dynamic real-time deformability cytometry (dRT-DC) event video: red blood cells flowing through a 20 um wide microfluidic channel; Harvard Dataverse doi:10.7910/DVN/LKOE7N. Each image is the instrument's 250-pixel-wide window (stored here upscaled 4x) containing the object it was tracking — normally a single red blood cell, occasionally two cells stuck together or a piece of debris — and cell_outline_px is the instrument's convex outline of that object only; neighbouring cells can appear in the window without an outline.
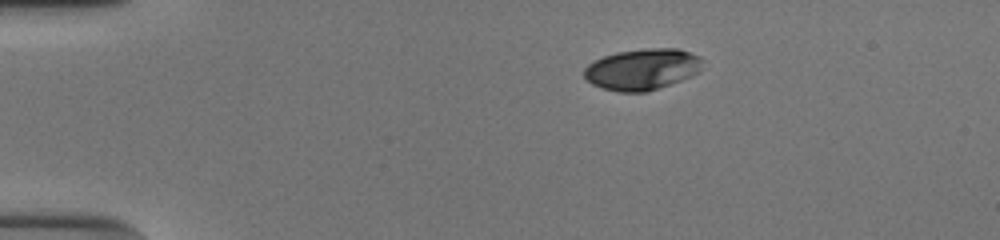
{"species": "human", "species_latin": "Homo sapiens", "temperature_condition": "cold", "stored_images_in_passage": 44, "camera_frame_rate_fps": 3000, "um_per_image_px": 0.085, "donor": {"sex": "male"}, "frame": {"image": 1, "passage_image": 1, "time_ms": 0.0, "image_size_px": [1000, 240], "cell_outline_px": [[700, 72], [692, 76], [660, 88], [644, 92], [620, 92], [604, 88], [592, 84], [584, 76], [584, 68], [588, 64], [604, 56], [616, 52], [648, 48], [676, 48], [700, 56]], "centroid_in_image_um": [54.59, 5.89], "position_along_channel_um": 30.4, "area_um2": 28.26}}
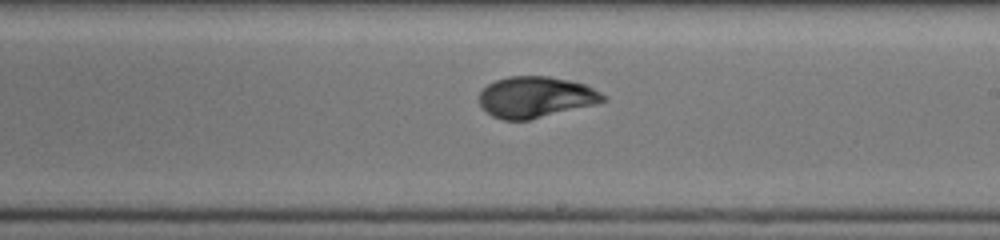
{"frame": {"image": 2, "passage_image": 23, "time_ms": 7.333, "image_size_px": [1000, 240], "cell_outline_px": [[608, 100], [596, 104], [528, 120], [504, 120], [492, 116], [480, 104], [480, 92], [488, 84], [496, 80], [508, 76], [548, 76], [568, 80], [584, 84], [608, 96]], "centroid_in_image_um": [45.56, 8.25], "position_along_channel_um": 243.4, "area_um2": 29.54}}
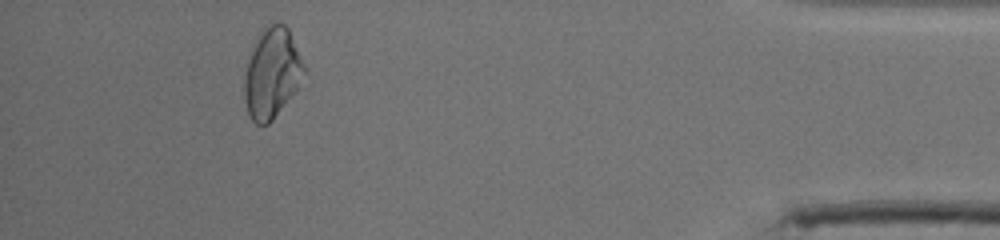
{"frame": {"image": 3, "passage_image": 40, "time_ms": 13.0, "image_size_px": [1000, 240], "cell_outline_px": [[308, 72], [296, 92], [272, 120], [268, 124], [256, 124], [252, 120], [248, 112], [244, 100], [244, 76], [248, 60], [256, 36], [260, 28], [268, 24], [284, 24], [288, 28]], "centroid_in_image_um": [23.13, 6.21], "position_along_channel_um": 412.1, "area_um2": 31.79}, "authors_computed_cell_mechanics": {"area_um2": 29.7092, "velocity_mm_per_s": 3.8764, "shape_relaxation_time_tau1_ms": 5.6638, "shape_relaxation_time_tau2_ms": 1.0373, "deformation_change_tau1": 0.1861, "deformation_change_tau2": 0.0362}}